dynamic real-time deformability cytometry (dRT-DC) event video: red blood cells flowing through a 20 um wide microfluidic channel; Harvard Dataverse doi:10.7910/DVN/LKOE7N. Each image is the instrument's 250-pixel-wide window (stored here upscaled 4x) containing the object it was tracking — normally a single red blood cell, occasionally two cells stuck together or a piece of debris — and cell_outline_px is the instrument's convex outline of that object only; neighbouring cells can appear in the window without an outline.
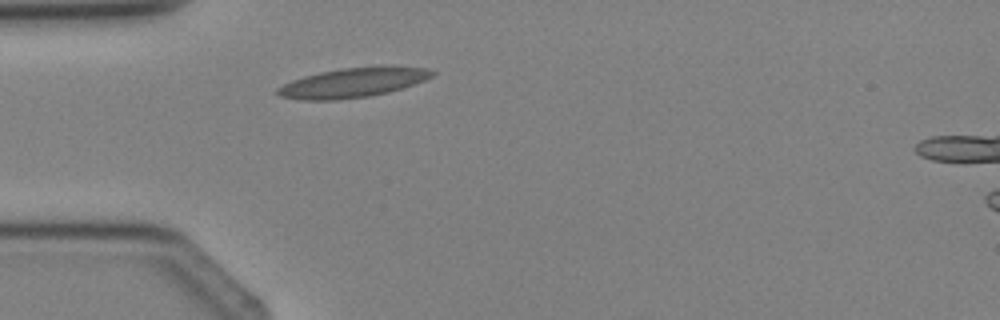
{"species": "Egyptian fruit bat (a non-hibernating species)", "species_latin": "Rousettus aegyptiacus", "temperature_condition": "cold", "stored_images_in_passage": 2, "camera_frame_rate_fps": 3000, "um_per_image_px": 0.085, "animal": {"sex": "female"}, "frame": {"image": 1, "passage_image": 2, "time_ms": 1.333, "image_size_px": [1000, 320], "cell_outline_px": [[436, 72], [432, 76], [424, 80], [388, 92], [368, 96], [336, 100], [300, 100], [280, 96], [276, 92], [276, 88], [292, 80], [304, 76], [320, 72], [344, 68], [384, 64], [428, 68]], "centroid_in_image_um": [30.02, 7.0], "position_along_channel_um": 55.0, "area_um2": 26.88}}